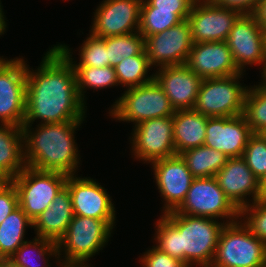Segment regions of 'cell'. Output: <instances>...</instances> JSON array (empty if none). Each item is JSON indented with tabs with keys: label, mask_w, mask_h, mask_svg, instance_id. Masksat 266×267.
Segmentation results:
<instances>
[{
	"label": "cell",
	"mask_w": 266,
	"mask_h": 267,
	"mask_svg": "<svg viewBox=\"0 0 266 267\" xmlns=\"http://www.w3.org/2000/svg\"><path fill=\"white\" fill-rule=\"evenodd\" d=\"M44 55L37 69L27 64L23 125L85 120L87 106L79 97L71 62L55 46Z\"/></svg>",
	"instance_id": "6da1fadb"
},
{
	"label": "cell",
	"mask_w": 266,
	"mask_h": 267,
	"mask_svg": "<svg viewBox=\"0 0 266 267\" xmlns=\"http://www.w3.org/2000/svg\"><path fill=\"white\" fill-rule=\"evenodd\" d=\"M155 222L154 247L188 267H210L225 222L171 211Z\"/></svg>",
	"instance_id": "7a4b0ae2"
},
{
	"label": "cell",
	"mask_w": 266,
	"mask_h": 267,
	"mask_svg": "<svg viewBox=\"0 0 266 267\" xmlns=\"http://www.w3.org/2000/svg\"><path fill=\"white\" fill-rule=\"evenodd\" d=\"M83 121L38 124L36 128L23 125L25 165L35 170L60 172L68 176L78 173L81 157L74 134Z\"/></svg>",
	"instance_id": "3957f363"
},
{
	"label": "cell",
	"mask_w": 266,
	"mask_h": 267,
	"mask_svg": "<svg viewBox=\"0 0 266 267\" xmlns=\"http://www.w3.org/2000/svg\"><path fill=\"white\" fill-rule=\"evenodd\" d=\"M115 223L116 220L74 215L64 236L57 242L59 264L55 266L90 267V258L108 244Z\"/></svg>",
	"instance_id": "277c9868"
},
{
	"label": "cell",
	"mask_w": 266,
	"mask_h": 267,
	"mask_svg": "<svg viewBox=\"0 0 266 267\" xmlns=\"http://www.w3.org/2000/svg\"><path fill=\"white\" fill-rule=\"evenodd\" d=\"M210 267H266V243L240 219L225 224Z\"/></svg>",
	"instance_id": "5b68a950"
},
{
	"label": "cell",
	"mask_w": 266,
	"mask_h": 267,
	"mask_svg": "<svg viewBox=\"0 0 266 267\" xmlns=\"http://www.w3.org/2000/svg\"><path fill=\"white\" fill-rule=\"evenodd\" d=\"M121 97L117 98L109 109V117L137 124L154 118L170 117L175 109L170 104L168 97L155 80L152 82L125 88Z\"/></svg>",
	"instance_id": "8992f818"
},
{
	"label": "cell",
	"mask_w": 266,
	"mask_h": 267,
	"mask_svg": "<svg viewBox=\"0 0 266 267\" xmlns=\"http://www.w3.org/2000/svg\"><path fill=\"white\" fill-rule=\"evenodd\" d=\"M244 73L203 79L194 110L207 117H233L244 114L249 86L242 85Z\"/></svg>",
	"instance_id": "52a82bcc"
},
{
	"label": "cell",
	"mask_w": 266,
	"mask_h": 267,
	"mask_svg": "<svg viewBox=\"0 0 266 267\" xmlns=\"http://www.w3.org/2000/svg\"><path fill=\"white\" fill-rule=\"evenodd\" d=\"M68 175L60 172L39 171L25 167L10 181L16 187L18 203L34 221L65 186Z\"/></svg>",
	"instance_id": "ba28073f"
},
{
	"label": "cell",
	"mask_w": 266,
	"mask_h": 267,
	"mask_svg": "<svg viewBox=\"0 0 266 267\" xmlns=\"http://www.w3.org/2000/svg\"><path fill=\"white\" fill-rule=\"evenodd\" d=\"M175 212L209 217L226 224L240 219V211L227 198L215 177L194 178L184 201Z\"/></svg>",
	"instance_id": "9c48e42d"
},
{
	"label": "cell",
	"mask_w": 266,
	"mask_h": 267,
	"mask_svg": "<svg viewBox=\"0 0 266 267\" xmlns=\"http://www.w3.org/2000/svg\"><path fill=\"white\" fill-rule=\"evenodd\" d=\"M226 43L231 50L237 69L245 73L247 65L266 66V33L254 13L241 14L234 23Z\"/></svg>",
	"instance_id": "30bf717a"
},
{
	"label": "cell",
	"mask_w": 266,
	"mask_h": 267,
	"mask_svg": "<svg viewBox=\"0 0 266 267\" xmlns=\"http://www.w3.org/2000/svg\"><path fill=\"white\" fill-rule=\"evenodd\" d=\"M132 128L129 137L134 159L148 164L176 154L173 116L145 120Z\"/></svg>",
	"instance_id": "8fae6325"
},
{
	"label": "cell",
	"mask_w": 266,
	"mask_h": 267,
	"mask_svg": "<svg viewBox=\"0 0 266 267\" xmlns=\"http://www.w3.org/2000/svg\"><path fill=\"white\" fill-rule=\"evenodd\" d=\"M23 58H11L0 69V124L23 126L27 84V61Z\"/></svg>",
	"instance_id": "7c38bea8"
},
{
	"label": "cell",
	"mask_w": 266,
	"mask_h": 267,
	"mask_svg": "<svg viewBox=\"0 0 266 267\" xmlns=\"http://www.w3.org/2000/svg\"><path fill=\"white\" fill-rule=\"evenodd\" d=\"M240 15L209 0H195L187 18L193 43L226 41Z\"/></svg>",
	"instance_id": "4fadbf2b"
},
{
	"label": "cell",
	"mask_w": 266,
	"mask_h": 267,
	"mask_svg": "<svg viewBox=\"0 0 266 267\" xmlns=\"http://www.w3.org/2000/svg\"><path fill=\"white\" fill-rule=\"evenodd\" d=\"M142 0H103L96 10L89 33L98 38L139 31Z\"/></svg>",
	"instance_id": "5bb4252c"
},
{
	"label": "cell",
	"mask_w": 266,
	"mask_h": 267,
	"mask_svg": "<svg viewBox=\"0 0 266 267\" xmlns=\"http://www.w3.org/2000/svg\"><path fill=\"white\" fill-rule=\"evenodd\" d=\"M192 45L191 27L187 19L145 39V50L154 69L185 64Z\"/></svg>",
	"instance_id": "9a60e30c"
},
{
	"label": "cell",
	"mask_w": 266,
	"mask_h": 267,
	"mask_svg": "<svg viewBox=\"0 0 266 267\" xmlns=\"http://www.w3.org/2000/svg\"><path fill=\"white\" fill-rule=\"evenodd\" d=\"M150 165L164 202L161 213L175 211L184 201L194 177L180 155L158 159Z\"/></svg>",
	"instance_id": "2e32d148"
},
{
	"label": "cell",
	"mask_w": 266,
	"mask_h": 267,
	"mask_svg": "<svg viewBox=\"0 0 266 267\" xmlns=\"http://www.w3.org/2000/svg\"><path fill=\"white\" fill-rule=\"evenodd\" d=\"M67 177L65 186L72 200L74 215L101 220H116V209L107 189L90 177Z\"/></svg>",
	"instance_id": "e0dca14e"
},
{
	"label": "cell",
	"mask_w": 266,
	"mask_h": 267,
	"mask_svg": "<svg viewBox=\"0 0 266 267\" xmlns=\"http://www.w3.org/2000/svg\"><path fill=\"white\" fill-rule=\"evenodd\" d=\"M214 177L227 198L239 211L262 198L260 180L253 174L242 156L229 158Z\"/></svg>",
	"instance_id": "ac0fdd59"
},
{
	"label": "cell",
	"mask_w": 266,
	"mask_h": 267,
	"mask_svg": "<svg viewBox=\"0 0 266 267\" xmlns=\"http://www.w3.org/2000/svg\"><path fill=\"white\" fill-rule=\"evenodd\" d=\"M253 134L243 114L208 117L204 145L223 152L228 158L241 157Z\"/></svg>",
	"instance_id": "d6986e66"
},
{
	"label": "cell",
	"mask_w": 266,
	"mask_h": 267,
	"mask_svg": "<svg viewBox=\"0 0 266 267\" xmlns=\"http://www.w3.org/2000/svg\"><path fill=\"white\" fill-rule=\"evenodd\" d=\"M154 71V80L165 92L175 111L194 108L202 77L186 64L166 66Z\"/></svg>",
	"instance_id": "ffe728a7"
},
{
	"label": "cell",
	"mask_w": 266,
	"mask_h": 267,
	"mask_svg": "<svg viewBox=\"0 0 266 267\" xmlns=\"http://www.w3.org/2000/svg\"><path fill=\"white\" fill-rule=\"evenodd\" d=\"M185 64L203 79L241 73L226 41L193 43Z\"/></svg>",
	"instance_id": "44dd1931"
},
{
	"label": "cell",
	"mask_w": 266,
	"mask_h": 267,
	"mask_svg": "<svg viewBox=\"0 0 266 267\" xmlns=\"http://www.w3.org/2000/svg\"><path fill=\"white\" fill-rule=\"evenodd\" d=\"M73 216L70 192L64 186L57 193L51 205L33 221L36 237L57 243L64 236Z\"/></svg>",
	"instance_id": "7402d4cb"
},
{
	"label": "cell",
	"mask_w": 266,
	"mask_h": 267,
	"mask_svg": "<svg viewBox=\"0 0 266 267\" xmlns=\"http://www.w3.org/2000/svg\"><path fill=\"white\" fill-rule=\"evenodd\" d=\"M208 117L194 109L176 110L173 115V140L176 154L204 145Z\"/></svg>",
	"instance_id": "603a6c76"
},
{
	"label": "cell",
	"mask_w": 266,
	"mask_h": 267,
	"mask_svg": "<svg viewBox=\"0 0 266 267\" xmlns=\"http://www.w3.org/2000/svg\"><path fill=\"white\" fill-rule=\"evenodd\" d=\"M25 167L21 127L0 124V173L11 180Z\"/></svg>",
	"instance_id": "cb8c5ba5"
},
{
	"label": "cell",
	"mask_w": 266,
	"mask_h": 267,
	"mask_svg": "<svg viewBox=\"0 0 266 267\" xmlns=\"http://www.w3.org/2000/svg\"><path fill=\"white\" fill-rule=\"evenodd\" d=\"M50 257H55L58 260L55 263H59L57 243L35 236L23 243L8 260L19 267H51Z\"/></svg>",
	"instance_id": "d4e9b609"
},
{
	"label": "cell",
	"mask_w": 266,
	"mask_h": 267,
	"mask_svg": "<svg viewBox=\"0 0 266 267\" xmlns=\"http://www.w3.org/2000/svg\"><path fill=\"white\" fill-rule=\"evenodd\" d=\"M33 228V221L20 206L0 224V258L8 259L23 243L26 229Z\"/></svg>",
	"instance_id": "484cf974"
},
{
	"label": "cell",
	"mask_w": 266,
	"mask_h": 267,
	"mask_svg": "<svg viewBox=\"0 0 266 267\" xmlns=\"http://www.w3.org/2000/svg\"><path fill=\"white\" fill-rule=\"evenodd\" d=\"M194 178L214 177L226 164L228 156L206 145L179 154Z\"/></svg>",
	"instance_id": "4316f807"
},
{
	"label": "cell",
	"mask_w": 266,
	"mask_h": 267,
	"mask_svg": "<svg viewBox=\"0 0 266 267\" xmlns=\"http://www.w3.org/2000/svg\"><path fill=\"white\" fill-rule=\"evenodd\" d=\"M153 67L150 65L146 50L139 55L125 58L114 67L119 85L130 88L148 84L154 80V72L150 74Z\"/></svg>",
	"instance_id": "83f0119b"
},
{
	"label": "cell",
	"mask_w": 266,
	"mask_h": 267,
	"mask_svg": "<svg viewBox=\"0 0 266 267\" xmlns=\"http://www.w3.org/2000/svg\"><path fill=\"white\" fill-rule=\"evenodd\" d=\"M84 39L81 47H79V62L75 61L72 49L66 44L58 43L55 46L72 64V66H89V67H105L109 66L107 48L102 38L88 34ZM74 60V61H73Z\"/></svg>",
	"instance_id": "f1b7e54d"
},
{
	"label": "cell",
	"mask_w": 266,
	"mask_h": 267,
	"mask_svg": "<svg viewBox=\"0 0 266 267\" xmlns=\"http://www.w3.org/2000/svg\"><path fill=\"white\" fill-rule=\"evenodd\" d=\"M76 75V84L79 97L86 104V91L90 88L93 90H101L114 86H118L117 76L112 66L105 67H89V66H73ZM88 88V89H87ZM86 90V91H85Z\"/></svg>",
	"instance_id": "f546056e"
},
{
	"label": "cell",
	"mask_w": 266,
	"mask_h": 267,
	"mask_svg": "<svg viewBox=\"0 0 266 267\" xmlns=\"http://www.w3.org/2000/svg\"><path fill=\"white\" fill-rule=\"evenodd\" d=\"M245 95L244 116L255 134H266V87L258 82Z\"/></svg>",
	"instance_id": "4dcf8cb0"
},
{
	"label": "cell",
	"mask_w": 266,
	"mask_h": 267,
	"mask_svg": "<svg viewBox=\"0 0 266 267\" xmlns=\"http://www.w3.org/2000/svg\"><path fill=\"white\" fill-rule=\"evenodd\" d=\"M182 20L173 11L157 10L147 0H142L140 9L139 33L148 36L167 30Z\"/></svg>",
	"instance_id": "1f68e13d"
},
{
	"label": "cell",
	"mask_w": 266,
	"mask_h": 267,
	"mask_svg": "<svg viewBox=\"0 0 266 267\" xmlns=\"http://www.w3.org/2000/svg\"><path fill=\"white\" fill-rule=\"evenodd\" d=\"M109 66L115 67L125 58L139 55L145 49V38L138 32L126 35L104 37Z\"/></svg>",
	"instance_id": "d6a6232c"
},
{
	"label": "cell",
	"mask_w": 266,
	"mask_h": 267,
	"mask_svg": "<svg viewBox=\"0 0 266 267\" xmlns=\"http://www.w3.org/2000/svg\"><path fill=\"white\" fill-rule=\"evenodd\" d=\"M253 174L261 180L266 173V134H253L242 156Z\"/></svg>",
	"instance_id": "836d02e7"
},
{
	"label": "cell",
	"mask_w": 266,
	"mask_h": 267,
	"mask_svg": "<svg viewBox=\"0 0 266 267\" xmlns=\"http://www.w3.org/2000/svg\"><path fill=\"white\" fill-rule=\"evenodd\" d=\"M239 218L253 235L266 243V198L242 208Z\"/></svg>",
	"instance_id": "e575fe53"
},
{
	"label": "cell",
	"mask_w": 266,
	"mask_h": 267,
	"mask_svg": "<svg viewBox=\"0 0 266 267\" xmlns=\"http://www.w3.org/2000/svg\"><path fill=\"white\" fill-rule=\"evenodd\" d=\"M139 257L138 262H141V267H188L184 262L167 255L154 246Z\"/></svg>",
	"instance_id": "d590c367"
},
{
	"label": "cell",
	"mask_w": 266,
	"mask_h": 267,
	"mask_svg": "<svg viewBox=\"0 0 266 267\" xmlns=\"http://www.w3.org/2000/svg\"><path fill=\"white\" fill-rule=\"evenodd\" d=\"M18 206V193L16 187L10 180H8L5 184L0 185V224Z\"/></svg>",
	"instance_id": "8d00e7d4"
},
{
	"label": "cell",
	"mask_w": 266,
	"mask_h": 267,
	"mask_svg": "<svg viewBox=\"0 0 266 267\" xmlns=\"http://www.w3.org/2000/svg\"><path fill=\"white\" fill-rule=\"evenodd\" d=\"M157 10L173 11L182 21L186 20L191 12L195 0H147Z\"/></svg>",
	"instance_id": "74e56055"
},
{
	"label": "cell",
	"mask_w": 266,
	"mask_h": 267,
	"mask_svg": "<svg viewBox=\"0 0 266 267\" xmlns=\"http://www.w3.org/2000/svg\"><path fill=\"white\" fill-rule=\"evenodd\" d=\"M229 9L239 11L241 14L254 13L260 0H209Z\"/></svg>",
	"instance_id": "f35d334b"
},
{
	"label": "cell",
	"mask_w": 266,
	"mask_h": 267,
	"mask_svg": "<svg viewBox=\"0 0 266 267\" xmlns=\"http://www.w3.org/2000/svg\"><path fill=\"white\" fill-rule=\"evenodd\" d=\"M261 27L266 33V0H260L256 11L254 12Z\"/></svg>",
	"instance_id": "ab89813d"
},
{
	"label": "cell",
	"mask_w": 266,
	"mask_h": 267,
	"mask_svg": "<svg viewBox=\"0 0 266 267\" xmlns=\"http://www.w3.org/2000/svg\"><path fill=\"white\" fill-rule=\"evenodd\" d=\"M2 2L0 0V35L2 36L4 33H6V28L8 27L7 25V20L6 17L4 15V11H3V6L1 5Z\"/></svg>",
	"instance_id": "60d3db41"
},
{
	"label": "cell",
	"mask_w": 266,
	"mask_h": 267,
	"mask_svg": "<svg viewBox=\"0 0 266 267\" xmlns=\"http://www.w3.org/2000/svg\"><path fill=\"white\" fill-rule=\"evenodd\" d=\"M261 197L266 198V173L260 180Z\"/></svg>",
	"instance_id": "b9f144b4"
},
{
	"label": "cell",
	"mask_w": 266,
	"mask_h": 267,
	"mask_svg": "<svg viewBox=\"0 0 266 267\" xmlns=\"http://www.w3.org/2000/svg\"><path fill=\"white\" fill-rule=\"evenodd\" d=\"M1 267H19V266L14 265L8 259H2V266Z\"/></svg>",
	"instance_id": "7bdbcfd3"
},
{
	"label": "cell",
	"mask_w": 266,
	"mask_h": 267,
	"mask_svg": "<svg viewBox=\"0 0 266 267\" xmlns=\"http://www.w3.org/2000/svg\"><path fill=\"white\" fill-rule=\"evenodd\" d=\"M261 78L262 79H260L261 80L260 83L266 87V66H265L263 72L261 73Z\"/></svg>",
	"instance_id": "ee69618b"
},
{
	"label": "cell",
	"mask_w": 266,
	"mask_h": 267,
	"mask_svg": "<svg viewBox=\"0 0 266 267\" xmlns=\"http://www.w3.org/2000/svg\"><path fill=\"white\" fill-rule=\"evenodd\" d=\"M4 56H0V69L2 66L8 61V58H3Z\"/></svg>",
	"instance_id": "f6af8a7d"
},
{
	"label": "cell",
	"mask_w": 266,
	"mask_h": 267,
	"mask_svg": "<svg viewBox=\"0 0 266 267\" xmlns=\"http://www.w3.org/2000/svg\"><path fill=\"white\" fill-rule=\"evenodd\" d=\"M8 180L0 173V185H3L7 182Z\"/></svg>",
	"instance_id": "bcb514c9"
},
{
	"label": "cell",
	"mask_w": 266,
	"mask_h": 267,
	"mask_svg": "<svg viewBox=\"0 0 266 267\" xmlns=\"http://www.w3.org/2000/svg\"><path fill=\"white\" fill-rule=\"evenodd\" d=\"M2 266V259L0 258V267Z\"/></svg>",
	"instance_id": "7dc6e473"
}]
</instances>
